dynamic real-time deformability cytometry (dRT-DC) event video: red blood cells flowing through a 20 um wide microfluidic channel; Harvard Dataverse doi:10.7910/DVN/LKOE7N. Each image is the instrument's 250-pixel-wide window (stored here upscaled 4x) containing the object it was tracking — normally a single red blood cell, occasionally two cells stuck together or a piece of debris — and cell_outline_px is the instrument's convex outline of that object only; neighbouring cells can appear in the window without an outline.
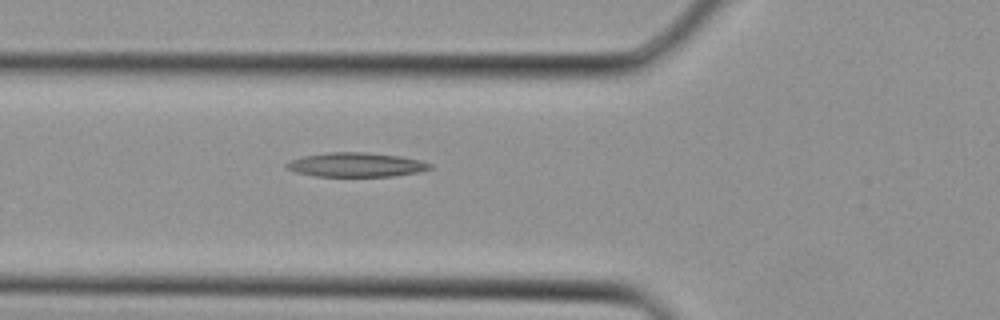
{"species": "Egyptian fruit bat (a non-hibernating species)", "species_latin": "Rousettus aegyptiacus", "temperature_condition": "cold", "stored_images_in_passage": 3, "camera_frame_rate_fps": 3000, "um_per_image_px": 0.085, "animal": {"sex": "female"}, "frame": {"image": 1, "passage_image": 3, "time_ms": 0.667, "image_size_px": [1000, 320], "cell_outline_px": [[432, 168], [416, 172], [392, 176], [316, 176], [296, 172], [284, 168], [284, 164], [292, 160], [304, 156], [328, 152], [364, 152], [400, 156], [420, 160], [432, 164]], "centroid_in_image_um": [30.24, 14.0], "position_along_channel_um": 95.6, "area_um2": 20.11}}